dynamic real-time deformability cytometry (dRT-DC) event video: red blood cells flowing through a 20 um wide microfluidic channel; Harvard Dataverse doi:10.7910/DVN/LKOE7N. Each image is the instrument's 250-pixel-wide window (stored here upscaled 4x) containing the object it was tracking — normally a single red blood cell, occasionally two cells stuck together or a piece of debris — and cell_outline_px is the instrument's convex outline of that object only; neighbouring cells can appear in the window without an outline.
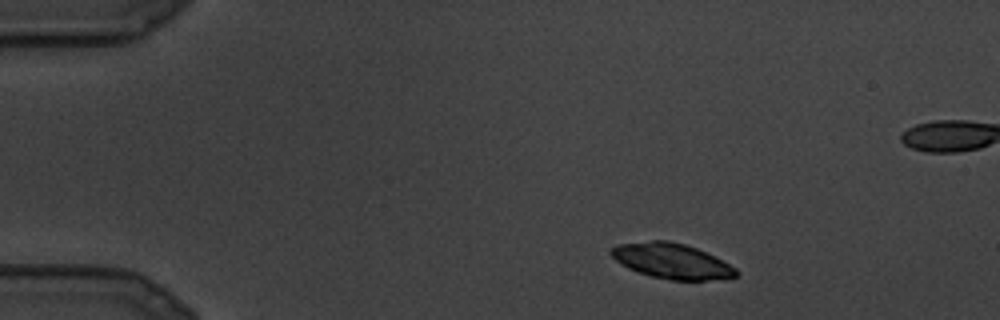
{"species": "common noctule bat (a hibernating species)", "species_latin": "Nyctalus noctula", "temperature_condition": "cold", "stored_images_in_passage": 6, "camera_frame_rate_fps": 3000, "um_per_image_px": 0.085, "animal": {"sex": "male", "body_mass_g": 19.5, "forearm_length_mm": 54.6}, "frame": {"image": 1, "passage_image": 1, "time_ms": 0.0, "image_size_px": [1000, 320], "cell_outline_px": [[740, 272], [736, 276], [704, 280], [672, 280], [652, 276], [628, 268], [620, 264], [608, 252], [616, 244], [652, 240], [668, 240], [684, 244], [696, 248], [736, 268]], "centroid_in_image_um": [57.04, 22.17], "position_along_channel_um": 28.0, "area_um2": 25.32}}